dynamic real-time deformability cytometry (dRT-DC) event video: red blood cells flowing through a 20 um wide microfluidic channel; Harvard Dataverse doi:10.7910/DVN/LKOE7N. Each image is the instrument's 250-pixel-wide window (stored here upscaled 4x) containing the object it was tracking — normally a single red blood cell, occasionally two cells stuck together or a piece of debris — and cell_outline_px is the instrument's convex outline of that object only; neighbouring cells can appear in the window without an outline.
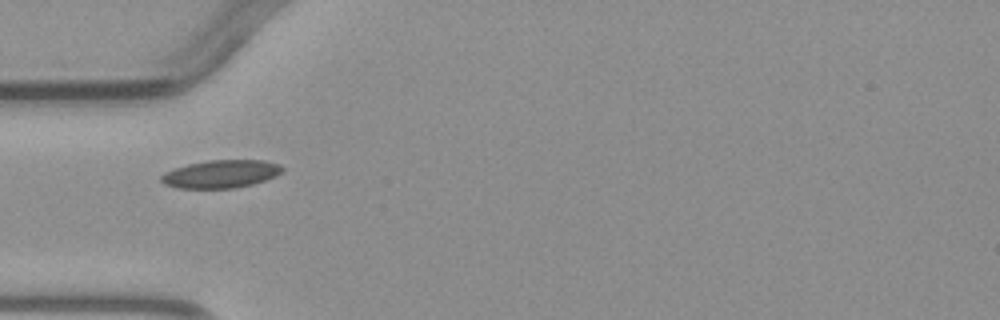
{"species": "common noctule bat (a hibernating species)", "species_latin": "Nyctalus noctula", "temperature_condition": "warm", "stored_images_in_passage": 1, "camera_frame_rate_fps": 3000, "um_per_image_px": 0.085, "animal": {"sex": "male", "body_mass_g": 23.1, "forearm_length_mm": 52.7}, "frame": {"image": 1, "passage_image": 1, "time_ms": 0.0, "image_size_px": [1000, 320], "cell_outline_px": [[284, 172], [276, 176], [252, 184], [236, 188], [176, 188], [164, 184], [160, 180], [160, 176], [164, 172], [188, 164], [208, 160], [264, 160], [280, 164], [284, 168]], "centroid_in_image_um": [18.79, 14.78], "position_along_channel_um": 66.2, "area_um2": 19.83}}